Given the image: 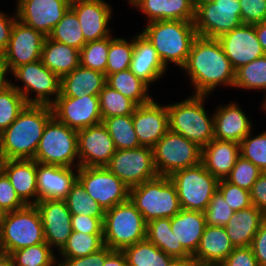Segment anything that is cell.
I'll list each match as a JSON object with an SVG mask.
<instances>
[{"mask_svg": "<svg viewBox=\"0 0 266 266\" xmlns=\"http://www.w3.org/2000/svg\"><path fill=\"white\" fill-rule=\"evenodd\" d=\"M181 69L191 79L193 94L208 95L221 84L234 86L235 70L216 38L197 36Z\"/></svg>", "mask_w": 266, "mask_h": 266, "instance_id": "6da1fadb", "label": "cell"}, {"mask_svg": "<svg viewBox=\"0 0 266 266\" xmlns=\"http://www.w3.org/2000/svg\"><path fill=\"white\" fill-rule=\"evenodd\" d=\"M53 118L51 106L27 105L0 134V158L34 159L46 124Z\"/></svg>", "mask_w": 266, "mask_h": 266, "instance_id": "7a4b0ae2", "label": "cell"}, {"mask_svg": "<svg viewBox=\"0 0 266 266\" xmlns=\"http://www.w3.org/2000/svg\"><path fill=\"white\" fill-rule=\"evenodd\" d=\"M140 33L153 45L166 68L168 62L182 68L198 36L193 21L181 20L152 21Z\"/></svg>", "mask_w": 266, "mask_h": 266, "instance_id": "3957f363", "label": "cell"}, {"mask_svg": "<svg viewBox=\"0 0 266 266\" xmlns=\"http://www.w3.org/2000/svg\"><path fill=\"white\" fill-rule=\"evenodd\" d=\"M205 98L207 95L192 94L181 102L167 105L169 130L181 134L200 148L214 139V116H208Z\"/></svg>", "mask_w": 266, "mask_h": 266, "instance_id": "277c9868", "label": "cell"}, {"mask_svg": "<svg viewBox=\"0 0 266 266\" xmlns=\"http://www.w3.org/2000/svg\"><path fill=\"white\" fill-rule=\"evenodd\" d=\"M129 199L147 223L158 218H172L182 209L175 184L163 175L129 188Z\"/></svg>", "mask_w": 266, "mask_h": 266, "instance_id": "5b68a950", "label": "cell"}, {"mask_svg": "<svg viewBox=\"0 0 266 266\" xmlns=\"http://www.w3.org/2000/svg\"><path fill=\"white\" fill-rule=\"evenodd\" d=\"M44 230L35 205L3 213L0 217V251L11 254L18 249L43 243Z\"/></svg>", "mask_w": 266, "mask_h": 266, "instance_id": "8992f818", "label": "cell"}, {"mask_svg": "<svg viewBox=\"0 0 266 266\" xmlns=\"http://www.w3.org/2000/svg\"><path fill=\"white\" fill-rule=\"evenodd\" d=\"M146 235L147 222L130 199L105 211L103 238L110 249L122 251L145 240Z\"/></svg>", "mask_w": 266, "mask_h": 266, "instance_id": "52a82bcc", "label": "cell"}, {"mask_svg": "<svg viewBox=\"0 0 266 266\" xmlns=\"http://www.w3.org/2000/svg\"><path fill=\"white\" fill-rule=\"evenodd\" d=\"M34 160L41 164L79 168L78 131L53 117L45 126Z\"/></svg>", "mask_w": 266, "mask_h": 266, "instance_id": "ba28073f", "label": "cell"}, {"mask_svg": "<svg viewBox=\"0 0 266 266\" xmlns=\"http://www.w3.org/2000/svg\"><path fill=\"white\" fill-rule=\"evenodd\" d=\"M169 177L176 186L183 210L204 212L218 190L219 179L202 163L178 170Z\"/></svg>", "mask_w": 266, "mask_h": 266, "instance_id": "9c48e42d", "label": "cell"}, {"mask_svg": "<svg viewBox=\"0 0 266 266\" xmlns=\"http://www.w3.org/2000/svg\"><path fill=\"white\" fill-rule=\"evenodd\" d=\"M11 73L23 86L10 84L24 97L28 105L51 106L60 95L61 78L47 68L41 59L20 65ZM31 92L36 93L35 97L29 96Z\"/></svg>", "mask_w": 266, "mask_h": 266, "instance_id": "30bf717a", "label": "cell"}, {"mask_svg": "<svg viewBox=\"0 0 266 266\" xmlns=\"http://www.w3.org/2000/svg\"><path fill=\"white\" fill-rule=\"evenodd\" d=\"M201 156L202 148L170 130L153 146L158 175L169 177L178 170L196 166L201 163Z\"/></svg>", "mask_w": 266, "mask_h": 266, "instance_id": "8fae6325", "label": "cell"}, {"mask_svg": "<svg viewBox=\"0 0 266 266\" xmlns=\"http://www.w3.org/2000/svg\"><path fill=\"white\" fill-rule=\"evenodd\" d=\"M194 6L193 23L198 36L218 39L242 24L239 0H215Z\"/></svg>", "mask_w": 266, "mask_h": 266, "instance_id": "7c38bea8", "label": "cell"}, {"mask_svg": "<svg viewBox=\"0 0 266 266\" xmlns=\"http://www.w3.org/2000/svg\"><path fill=\"white\" fill-rule=\"evenodd\" d=\"M77 180L104 211L129 199V187L106 166L79 167Z\"/></svg>", "mask_w": 266, "mask_h": 266, "instance_id": "4fadbf2b", "label": "cell"}, {"mask_svg": "<svg viewBox=\"0 0 266 266\" xmlns=\"http://www.w3.org/2000/svg\"><path fill=\"white\" fill-rule=\"evenodd\" d=\"M106 167L129 188L158 176L150 147L116 150Z\"/></svg>", "mask_w": 266, "mask_h": 266, "instance_id": "5bb4252c", "label": "cell"}, {"mask_svg": "<svg viewBox=\"0 0 266 266\" xmlns=\"http://www.w3.org/2000/svg\"><path fill=\"white\" fill-rule=\"evenodd\" d=\"M46 36L18 19L15 21L6 50L1 54L8 72L20 65L41 59Z\"/></svg>", "mask_w": 266, "mask_h": 266, "instance_id": "9a60e30c", "label": "cell"}, {"mask_svg": "<svg viewBox=\"0 0 266 266\" xmlns=\"http://www.w3.org/2000/svg\"><path fill=\"white\" fill-rule=\"evenodd\" d=\"M53 117L73 130L79 131L102 122L99 96L82 98L59 96L51 105Z\"/></svg>", "mask_w": 266, "mask_h": 266, "instance_id": "2e32d148", "label": "cell"}, {"mask_svg": "<svg viewBox=\"0 0 266 266\" xmlns=\"http://www.w3.org/2000/svg\"><path fill=\"white\" fill-rule=\"evenodd\" d=\"M17 19L48 37L71 3L65 0H16Z\"/></svg>", "mask_w": 266, "mask_h": 266, "instance_id": "e0dca14e", "label": "cell"}, {"mask_svg": "<svg viewBox=\"0 0 266 266\" xmlns=\"http://www.w3.org/2000/svg\"><path fill=\"white\" fill-rule=\"evenodd\" d=\"M115 152L113 139L102 122L78 131L79 167L106 166Z\"/></svg>", "mask_w": 266, "mask_h": 266, "instance_id": "ac0fdd59", "label": "cell"}, {"mask_svg": "<svg viewBox=\"0 0 266 266\" xmlns=\"http://www.w3.org/2000/svg\"><path fill=\"white\" fill-rule=\"evenodd\" d=\"M218 40L235 71L265 55L252 24L242 23Z\"/></svg>", "mask_w": 266, "mask_h": 266, "instance_id": "d6986e66", "label": "cell"}, {"mask_svg": "<svg viewBox=\"0 0 266 266\" xmlns=\"http://www.w3.org/2000/svg\"><path fill=\"white\" fill-rule=\"evenodd\" d=\"M132 120L139 144L143 147L153 148L169 131L167 105H159L154 99L138 105L132 114Z\"/></svg>", "mask_w": 266, "mask_h": 266, "instance_id": "ffe728a7", "label": "cell"}, {"mask_svg": "<svg viewBox=\"0 0 266 266\" xmlns=\"http://www.w3.org/2000/svg\"><path fill=\"white\" fill-rule=\"evenodd\" d=\"M35 206L41 216L45 241L60 251L72 233V215L65 200H41Z\"/></svg>", "mask_w": 266, "mask_h": 266, "instance_id": "44dd1931", "label": "cell"}, {"mask_svg": "<svg viewBox=\"0 0 266 266\" xmlns=\"http://www.w3.org/2000/svg\"><path fill=\"white\" fill-rule=\"evenodd\" d=\"M80 23L86 42L111 36L108 26L112 9L104 0H74L70 7Z\"/></svg>", "mask_w": 266, "mask_h": 266, "instance_id": "7402d4cb", "label": "cell"}, {"mask_svg": "<svg viewBox=\"0 0 266 266\" xmlns=\"http://www.w3.org/2000/svg\"><path fill=\"white\" fill-rule=\"evenodd\" d=\"M36 162L38 201L64 200L77 180L78 168Z\"/></svg>", "mask_w": 266, "mask_h": 266, "instance_id": "603a6c76", "label": "cell"}, {"mask_svg": "<svg viewBox=\"0 0 266 266\" xmlns=\"http://www.w3.org/2000/svg\"><path fill=\"white\" fill-rule=\"evenodd\" d=\"M0 169L7 175L17 196L25 205H35L38 202L34 159L1 160Z\"/></svg>", "mask_w": 266, "mask_h": 266, "instance_id": "cb8c5ba5", "label": "cell"}, {"mask_svg": "<svg viewBox=\"0 0 266 266\" xmlns=\"http://www.w3.org/2000/svg\"><path fill=\"white\" fill-rule=\"evenodd\" d=\"M213 113L214 138L240 143L252 132L251 120L234 102L220 106Z\"/></svg>", "mask_w": 266, "mask_h": 266, "instance_id": "d4e9b609", "label": "cell"}, {"mask_svg": "<svg viewBox=\"0 0 266 266\" xmlns=\"http://www.w3.org/2000/svg\"><path fill=\"white\" fill-rule=\"evenodd\" d=\"M129 70L148 86L167 70L150 41L141 33L134 37V51Z\"/></svg>", "mask_w": 266, "mask_h": 266, "instance_id": "484cf974", "label": "cell"}, {"mask_svg": "<svg viewBox=\"0 0 266 266\" xmlns=\"http://www.w3.org/2000/svg\"><path fill=\"white\" fill-rule=\"evenodd\" d=\"M234 248L224 227L206 225L192 257L198 265L219 266Z\"/></svg>", "mask_w": 266, "mask_h": 266, "instance_id": "4316f807", "label": "cell"}, {"mask_svg": "<svg viewBox=\"0 0 266 266\" xmlns=\"http://www.w3.org/2000/svg\"><path fill=\"white\" fill-rule=\"evenodd\" d=\"M240 157V143L213 139L202 148L201 163L219 180L225 179Z\"/></svg>", "mask_w": 266, "mask_h": 266, "instance_id": "83f0119b", "label": "cell"}, {"mask_svg": "<svg viewBox=\"0 0 266 266\" xmlns=\"http://www.w3.org/2000/svg\"><path fill=\"white\" fill-rule=\"evenodd\" d=\"M106 74L79 65L61 77L60 95L82 98L86 95L99 96L106 85Z\"/></svg>", "mask_w": 266, "mask_h": 266, "instance_id": "f1b7e54d", "label": "cell"}, {"mask_svg": "<svg viewBox=\"0 0 266 266\" xmlns=\"http://www.w3.org/2000/svg\"><path fill=\"white\" fill-rule=\"evenodd\" d=\"M206 227L203 212L181 209L171 218V230L177 239V247H184L193 255Z\"/></svg>", "mask_w": 266, "mask_h": 266, "instance_id": "f546056e", "label": "cell"}, {"mask_svg": "<svg viewBox=\"0 0 266 266\" xmlns=\"http://www.w3.org/2000/svg\"><path fill=\"white\" fill-rule=\"evenodd\" d=\"M266 215L256 206L236 211L224 226L234 247L251 246Z\"/></svg>", "mask_w": 266, "mask_h": 266, "instance_id": "4dcf8cb0", "label": "cell"}, {"mask_svg": "<svg viewBox=\"0 0 266 266\" xmlns=\"http://www.w3.org/2000/svg\"><path fill=\"white\" fill-rule=\"evenodd\" d=\"M135 8L148 18L147 23L157 20L194 21L193 0H142Z\"/></svg>", "mask_w": 266, "mask_h": 266, "instance_id": "1f68e13d", "label": "cell"}, {"mask_svg": "<svg viewBox=\"0 0 266 266\" xmlns=\"http://www.w3.org/2000/svg\"><path fill=\"white\" fill-rule=\"evenodd\" d=\"M80 50L46 37L41 60L43 64L60 78L80 65Z\"/></svg>", "mask_w": 266, "mask_h": 266, "instance_id": "d6a6232c", "label": "cell"}, {"mask_svg": "<svg viewBox=\"0 0 266 266\" xmlns=\"http://www.w3.org/2000/svg\"><path fill=\"white\" fill-rule=\"evenodd\" d=\"M146 239L173 259L192 257L184 247H177V239L171 230V218H158L149 221Z\"/></svg>", "mask_w": 266, "mask_h": 266, "instance_id": "836d02e7", "label": "cell"}, {"mask_svg": "<svg viewBox=\"0 0 266 266\" xmlns=\"http://www.w3.org/2000/svg\"><path fill=\"white\" fill-rule=\"evenodd\" d=\"M106 79L108 86L132 100L137 106L146 104L153 99L148 93L149 86L129 69L110 74Z\"/></svg>", "mask_w": 266, "mask_h": 266, "instance_id": "e575fe53", "label": "cell"}, {"mask_svg": "<svg viewBox=\"0 0 266 266\" xmlns=\"http://www.w3.org/2000/svg\"><path fill=\"white\" fill-rule=\"evenodd\" d=\"M128 266H168L174 259L147 239L122 250Z\"/></svg>", "mask_w": 266, "mask_h": 266, "instance_id": "d590c367", "label": "cell"}, {"mask_svg": "<svg viewBox=\"0 0 266 266\" xmlns=\"http://www.w3.org/2000/svg\"><path fill=\"white\" fill-rule=\"evenodd\" d=\"M102 123L113 139L116 150L140 147L133 127L132 115L109 117L103 119Z\"/></svg>", "mask_w": 266, "mask_h": 266, "instance_id": "8d00e7d4", "label": "cell"}, {"mask_svg": "<svg viewBox=\"0 0 266 266\" xmlns=\"http://www.w3.org/2000/svg\"><path fill=\"white\" fill-rule=\"evenodd\" d=\"M105 246L103 234L72 231L63 248L58 251L61 258H77L90 255Z\"/></svg>", "mask_w": 266, "mask_h": 266, "instance_id": "74e56055", "label": "cell"}, {"mask_svg": "<svg viewBox=\"0 0 266 266\" xmlns=\"http://www.w3.org/2000/svg\"><path fill=\"white\" fill-rule=\"evenodd\" d=\"M48 37L78 50L87 43L84 39L76 13L71 8L66 11Z\"/></svg>", "mask_w": 266, "mask_h": 266, "instance_id": "f35d334b", "label": "cell"}, {"mask_svg": "<svg viewBox=\"0 0 266 266\" xmlns=\"http://www.w3.org/2000/svg\"><path fill=\"white\" fill-rule=\"evenodd\" d=\"M233 87L266 91V54L237 69Z\"/></svg>", "mask_w": 266, "mask_h": 266, "instance_id": "ab89813d", "label": "cell"}, {"mask_svg": "<svg viewBox=\"0 0 266 266\" xmlns=\"http://www.w3.org/2000/svg\"><path fill=\"white\" fill-rule=\"evenodd\" d=\"M102 120L123 115H132L137 105L107 84L99 93Z\"/></svg>", "mask_w": 266, "mask_h": 266, "instance_id": "60d3db41", "label": "cell"}, {"mask_svg": "<svg viewBox=\"0 0 266 266\" xmlns=\"http://www.w3.org/2000/svg\"><path fill=\"white\" fill-rule=\"evenodd\" d=\"M71 215H87L90 217H104L105 211L86 192L82 184L76 180L64 199Z\"/></svg>", "mask_w": 266, "mask_h": 266, "instance_id": "b9f144b4", "label": "cell"}, {"mask_svg": "<svg viewBox=\"0 0 266 266\" xmlns=\"http://www.w3.org/2000/svg\"><path fill=\"white\" fill-rule=\"evenodd\" d=\"M52 249L43 242L13 251L10 256L15 266H50L57 261Z\"/></svg>", "mask_w": 266, "mask_h": 266, "instance_id": "7bdbcfd3", "label": "cell"}, {"mask_svg": "<svg viewBox=\"0 0 266 266\" xmlns=\"http://www.w3.org/2000/svg\"><path fill=\"white\" fill-rule=\"evenodd\" d=\"M134 51V38L127 42L124 38L109 36L106 77L110 74L129 69Z\"/></svg>", "mask_w": 266, "mask_h": 266, "instance_id": "ee69618b", "label": "cell"}, {"mask_svg": "<svg viewBox=\"0 0 266 266\" xmlns=\"http://www.w3.org/2000/svg\"><path fill=\"white\" fill-rule=\"evenodd\" d=\"M24 97L10 84L0 92V134L27 106Z\"/></svg>", "mask_w": 266, "mask_h": 266, "instance_id": "f6af8a7d", "label": "cell"}, {"mask_svg": "<svg viewBox=\"0 0 266 266\" xmlns=\"http://www.w3.org/2000/svg\"><path fill=\"white\" fill-rule=\"evenodd\" d=\"M109 37L89 41L80 49V65L106 74Z\"/></svg>", "mask_w": 266, "mask_h": 266, "instance_id": "bcb514c9", "label": "cell"}, {"mask_svg": "<svg viewBox=\"0 0 266 266\" xmlns=\"http://www.w3.org/2000/svg\"><path fill=\"white\" fill-rule=\"evenodd\" d=\"M250 132L240 142V156L256 165L262 172H266V131L252 136Z\"/></svg>", "mask_w": 266, "mask_h": 266, "instance_id": "7dc6e473", "label": "cell"}, {"mask_svg": "<svg viewBox=\"0 0 266 266\" xmlns=\"http://www.w3.org/2000/svg\"><path fill=\"white\" fill-rule=\"evenodd\" d=\"M261 174L262 171L256 165L240 156L225 179L250 192L253 184Z\"/></svg>", "mask_w": 266, "mask_h": 266, "instance_id": "c3c4849f", "label": "cell"}, {"mask_svg": "<svg viewBox=\"0 0 266 266\" xmlns=\"http://www.w3.org/2000/svg\"><path fill=\"white\" fill-rule=\"evenodd\" d=\"M203 213L206 225L224 227L235 211L231 209L222 194L217 190Z\"/></svg>", "mask_w": 266, "mask_h": 266, "instance_id": "681fc988", "label": "cell"}, {"mask_svg": "<svg viewBox=\"0 0 266 266\" xmlns=\"http://www.w3.org/2000/svg\"><path fill=\"white\" fill-rule=\"evenodd\" d=\"M218 191L235 212L252 206L250 192L228 182L226 179L219 180Z\"/></svg>", "mask_w": 266, "mask_h": 266, "instance_id": "f907efd6", "label": "cell"}, {"mask_svg": "<svg viewBox=\"0 0 266 266\" xmlns=\"http://www.w3.org/2000/svg\"><path fill=\"white\" fill-rule=\"evenodd\" d=\"M25 204L17 196L7 175L0 169V211L2 213L21 209Z\"/></svg>", "mask_w": 266, "mask_h": 266, "instance_id": "816d5d0a", "label": "cell"}, {"mask_svg": "<svg viewBox=\"0 0 266 266\" xmlns=\"http://www.w3.org/2000/svg\"><path fill=\"white\" fill-rule=\"evenodd\" d=\"M243 24H257L266 19V0H239Z\"/></svg>", "mask_w": 266, "mask_h": 266, "instance_id": "f5cc1de1", "label": "cell"}, {"mask_svg": "<svg viewBox=\"0 0 266 266\" xmlns=\"http://www.w3.org/2000/svg\"><path fill=\"white\" fill-rule=\"evenodd\" d=\"M104 217H90L87 215H72V231L89 234H103Z\"/></svg>", "mask_w": 266, "mask_h": 266, "instance_id": "db71d44e", "label": "cell"}, {"mask_svg": "<svg viewBox=\"0 0 266 266\" xmlns=\"http://www.w3.org/2000/svg\"><path fill=\"white\" fill-rule=\"evenodd\" d=\"M219 266H259L251 246L235 247Z\"/></svg>", "mask_w": 266, "mask_h": 266, "instance_id": "11a10c76", "label": "cell"}, {"mask_svg": "<svg viewBox=\"0 0 266 266\" xmlns=\"http://www.w3.org/2000/svg\"><path fill=\"white\" fill-rule=\"evenodd\" d=\"M112 251L107 246L100 250L83 257L77 258H61L60 263L62 266H103L106 256Z\"/></svg>", "mask_w": 266, "mask_h": 266, "instance_id": "9f6ffc18", "label": "cell"}, {"mask_svg": "<svg viewBox=\"0 0 266 266\" xmlns=\"http://www.w3.org/2000/svg\"><path fill=\"white\" fill-rule=\"evenodd\" d=\"M252 205L266 215V172H262L250 190Z\"/></svg>", "mask_w": 266, "mask_h": 266, "instance_id": "6f0895ef", "label": "cell"}, {"mask_svg": "<svg viewBox=\"0 0 266 266\" xmlns=\"http://www.w3.org/2000/svg\"><path fill=\"white\" fill-rule=\"evenodd\" d=\"M251 248L259 266H266V220L262 223L255 237Z\"/></svg>", "mask_w": 266, "mask_h": 266, "instance_id": "680465c9", "label": "cell"}, {"mask_svg": "<svg viewBox=\"0 0 266 266\" xmlns=\"http://www.w3.org/2000/svg\"><path fill=\"white\" fill-rule=\"evenodd\" d=\"M17 20L16 12L10 17L5 12L0 11V55L6 50L11 36V31Z\"/></svg>", "mask_w": 266, "mask_h": 266, "instance_id": "91938a15", "label": "cell"}, {"mask_svg": "<svg viewBox=\"0 0 266 266\" xmlns=\"http://www.w3.org/2000/svg\"><path fill=\"white\" fill-rule=\"evenodd\" d=\"M103 266H128V264L122 251L112 250L106 256Z\"/></svg>", "mask_w": 266, "mask_h": 266, "instance_id": "94428289", "label": "cell"}, {"mask_svg": "<svg viewBox=\"0 0 266 266\" xmlns=\"http://www.w3.org/2000/svg\"><path fill=\"white\" fill-rule=\"evenodd\" d=\"M254 27L257 38L266 54V19L261 23L254 24Z\"/></svg>", "mask_w": 266, "mask_h": 266, "instance_id": "6125c7cd", "label": "cell"}, {"mask_svg": "<svg viewBox=\"0 0 266 266\" xmlns=\"http://www.w3.org/2000/svg\"><path fill=\"white\" fill-rule=\"evenodd\" d=\"M7 73H8L7 66L3 60L2 55H0V92L3 91L12 82V81L9 82L7 78H5Z\"/></svg>", "mask_w": 266, "mask_h": 266, "instance_id": "be15d7a7", "label": "cell"}, {"mask_svg": "<svg viewBox=\"0 0 266 266\" xmlns=\"http://www.w3.org/2000/svg\"><path fill=\"white\" fill-rule=\"evenodd\" d=\"M168 266H198V263L193 259L184 258V259H174Z\"/></svg>", "mask_w": 266, "mask_h": 266, "instance_id": "e7e4bbea", "label": "cell"}, {"mask_svg": "<svg viewBox=\"0 0 266 266\" xmlns=\"http://www.w3.org/2000/svg\"><path fill=\"white\" fill-rule=\"evenodd\" d=\"M0 266H15L9 254L0 253Z\"/></svg>", "mask_w": 266, "mask_h": 266, "instance_id": "03108f58", "label": "cell"}, {"mask_svg": "<svg viewBox=\"0 0 266 266\" xmlns=\"http://www.w3.org/2000/svg\"><path fill=\"white\" fill-rule=\"evenodd\" d=\"M194 4H205L208 2H214L215 0H193Z\"/></svg>", "mask_w": 266, "mask_h": 266, "instance_id": "003e7915", "label": "cell"}, {"mask_svg": "<svg viewBox=\"0 0 266 266\" xmlns=\"http://www.w3.org/2000/svg\"><path fill=\"white\" fill-rule=\"evenodd\" d=\"M129 1V3H130V5H132V6H136L139 2H141L142 0H128Z\"/></svg>", "mask_w": 266, "mask_h": 266, "instance_id": "a7ac6f4b", "label": "cell"}, {"mask_svg": "<svg viewBox=\"0 0 266 266\" xmlns=\"http://www.w3.org/2000/svg\"><path fill=\"white\" fill-rule=\"evenodd\" d=\"M263 100H264V101H263L262 106H263V109L266 110V97H265Z\"/></svg>", "mask_w": 266, "mask_h": 266, "instance_id": "89a4df30", "label": "cell"}, {"mask_svg": "<svg viewBox=\"0 0 266 266\" xmlns=\"http://www.w3.org/2000/svg\"><path fill=\"white\" fill-rule=\"evenodd\" d=\"M57 262H59V261L57 260L55 263H53V264L50 265V266H62L60 262H59V263H57Z\"/></svg>", "mask_w": 266, "mask_h": 266, "instance_id": "2644e50d", "label": "cell"}, {"mask_svg": "<svg viewBox=\"0 0 266 266\" xmlns=\"http://www.w3.org/2000/svg\"><path fill=\"white\" fill-rule=\"evenodd\" d=\"M65 1H68L69 3H72L74 0H65Z\"/></svg>", "mask_w": 266, "mask_h": 266, "instance_id": "8c879c8a", "label": "cell"}, {"mask_svg": "<svg viewBox=\"0 0 266 266\" xmlns=\"http://www.w3.org/2000/svg\"><path fill=\"white\" fill-rule=\"evenodd\" d=\"M198 266H214V265H198Z\"/></svg>", "mask_w": 266, "mask_h": 266, "instance_id": "753ad0ef", "label": "cell"}]
</instances>
